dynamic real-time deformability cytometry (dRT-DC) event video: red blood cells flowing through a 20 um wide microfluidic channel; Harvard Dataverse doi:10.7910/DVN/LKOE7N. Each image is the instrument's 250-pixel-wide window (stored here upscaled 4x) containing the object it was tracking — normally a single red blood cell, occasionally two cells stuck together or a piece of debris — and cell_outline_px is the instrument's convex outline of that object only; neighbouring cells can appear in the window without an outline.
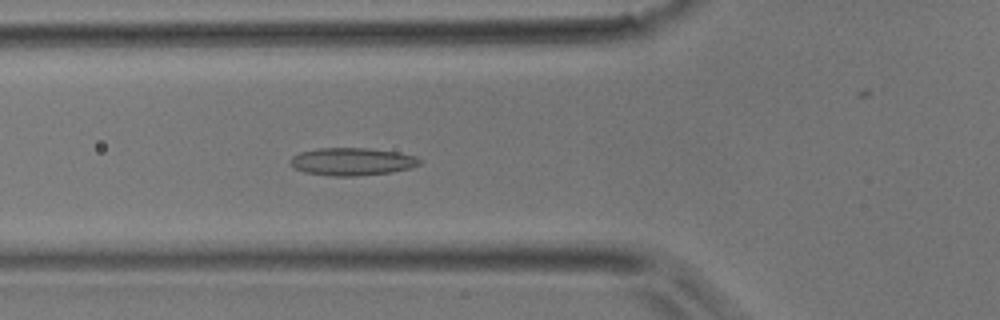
{"species": "common noctule bat (a hibernating species)", "species_latin": "Nyctalus noctula", "temperature_condition": "room temperature", "stored_images_in_passage": 27, "camera_frame_rate_fps": 3000, "um_per_image_px": 0.085, "animal": {"sex": "male", "body_mass_g": 17.9}, "frame": {"image": 1, "passage_image": 5, "time_ms": 1.333, "image_size_px": [1000, 320], "cell_outline_px": [[424, 160], [420, 164], [412, 168], [392, 172], [356, 176], [332, 176], [304, 172], [288, 164], [288, 160], [292, 156], [300, 152], [320, 148], [364, 148], [400, 152], [416, 156]], "centroid_in_image_um": [29.95, 13.73], "position_along_channel_um": 95.9, "area_um2": 21.1}}
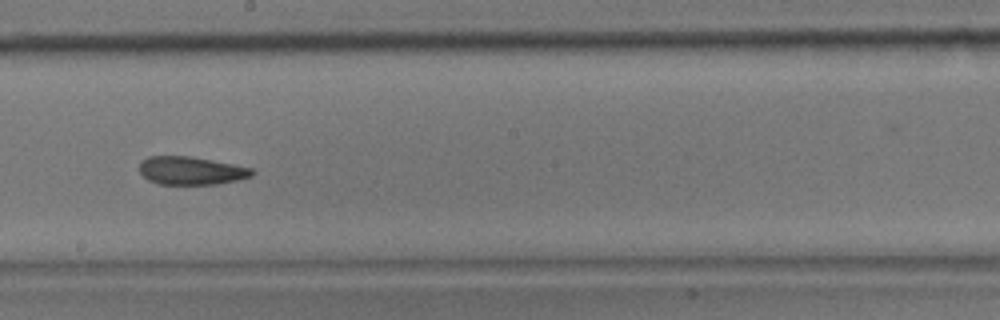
{"frame": {"image": 2, "passage_image": 14, "time_ms": 4.333, "image_size_px": [1000, 320], "cell_outline_px": [[256, 172], [252, 176], [236, 180], [216, 184], [160, 184], [148, 180], [140, 172], [140, 160], [148, 156], [192, 156], [252, 168]], "centroid_in_image_um": [16.23, 14.5], "position_along_channel_um": 232.0, "area_um2": 18.44}}
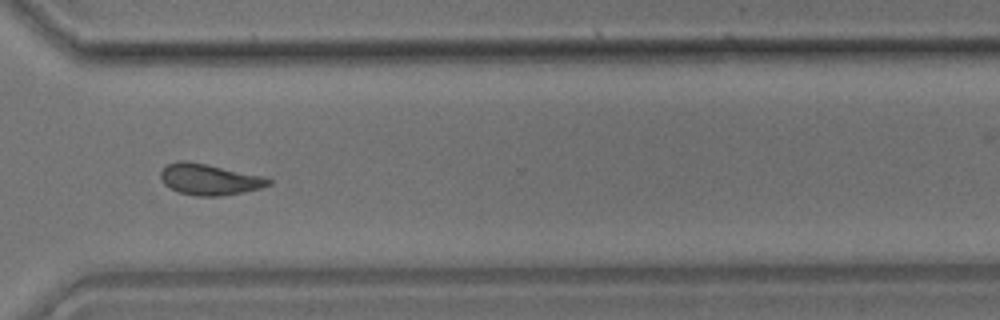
{"frame": {"image": 3, "passage_image": 22, "time_ms": 7.0, "image_size_px": [1000, 320], "cell_outline_px": [[272, 184], [260, 188], [244, 192], [220, 196], [196, 196], [180, 192], [164, 184], [160, 180], [160, 172], [168, 164], [176, 160], [184, 160], [264, 176], [272, 180]], "centroid_in_image_um": [17.8, 15.25], "position_along_channel_um": 352.8, "area_um2": 19.42}}